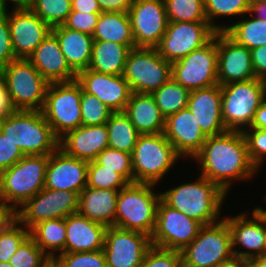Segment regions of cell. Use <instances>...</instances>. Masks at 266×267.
I'll return each instance as SVG.
<instances>
[{
    "label": "cell",
    "instance_id": "cell-1",
    "mask_svg": "<svg viewBox=\"0 0 266 267\" xmlns=\"http://www.w3.org/2000/svg\"><path fill=\"white\" fill-rule=\"evenodd\" d=\"M199 162L200 175L217 184L226 194L234 180H246L258 170L251 162L243 132L230 131L207 137L193 157Z\"/></svg>",
    "mask_w": 266,
    "mask_h": 267
},
{
    "label": "cell",
    "instance_id": "cell-2",
    "mask_svg": "<svg viewBox=\"0 0 266 267\" xmlns=\"http://www.w3.org/2000/svg\"><path fill=\"white\" fill-rule=\"evenodd\" d=\"M227 194L214 182L199 175L195 182L184 183L161 193L170 207L183 212L202 225L216 223Z\"/></svg>",
    "mask_w": 266,
    "mask_h": 267
},
{
    "label": "cell",
    "instance_id": "cell-3",
    "mask_svg": "<svg viewBox=\"0 0 266 267\" xmlns=\"http://www.w3.org/2000/svg\"><path fill=\"white\" fill-rule=\"evenodd\" d=\"M48 159L49 155L24 156L0 174V204L10 214L44 188Z\"/></svg>",
    "mask_w": 266,
    "mask_h": 267
},
{
    "label": "cell",
    "instance_id": "cell-4",
    "mask_svg": "<svg viewBox=\"0 0 266 267\" xmlns=\"http://www.w3.org/2000/svg\"><path fill=\"white\" fill-rule=\"evenodd\" d=\"M0 132L25 156L50 155L59 147V139L42 111L17 110L4 117Z\"/></svg>",
    "mask_w": 266,
    "mask_h": 267
},
{
    "label": "cell",
    "instance_id": "cell-5",
    "mask_svg": "<svg viewBox=\"0 0 266 267\" xmlns=\"http://www.w3.org/2000/svg\"><path fill=\"white\" fill-rule=\"evenodd\" d=\"M153 184L132 183L119 191L115 227L152 236L161 193L153 192Z\"/></svg>",
    "mask_w": 266,
    "mask_h": 267
},
{
    "label": "cell",
    "instance_id": "cell-6",
    "mask_svg": "<svg viewBox=\"0 0 266 267\" xmlns=\"http://www.w3.org/2000/svg\"><path fill=\"white\" fill-rule=\"evenodd\" d=\"M182 267H219L233 260L232 235L225 219L203 225L181 252Z\"/></svg>",
    "mask_w": 266,
    "mask_h": 267
},
{
    "label": "cell",
    "instance_id": "cell-7",
    "mask_svg": "<svg viewBox=\"0 0 266 267\" xmlns=\"http://www.w3.org/2000/svg\"><path fill=\"white\" fill-rule=\"evenodd\" d=\"M179 157L163 133L140 135L132 153L134 183L157 185Z\"/></svg>",
    "mask_w": 266,
    "mask_h": 267
},
{
    "label": "cell",
    "instance_id": "cell-8",
    "mask_svg": "<svg viewBox=\"0 0 266 267\" xmlns=\"http://www.w3.org/2000/svg\"><path fill=\"white\" fill-rule=\"evenodd\" d=\"M80 103L81 85L76 79L49 83L42 113L58 139L82 125Z\"/></svg>",
    "mask_w": 266,
    "mask_h": 267
},
{
    "label": "cell",
    "instance_id": "cell-9",
    "mask_svg": "<svg viewBox=\"0 0 266 267\" xmlns=\"http://www.w3.org/2000/svg\"><path fill=\"white\" fill-rule=\"evenodd\" d=\"M2 79L16 110L42 111L49 83L28 59L17 58L2 67Z\"/></svg>",
    "mask_w": 266,
    "mask_h": 267
},
{
    "label": "cell",
    "instance_id": "cell-10",
    "mask_svg": "<svg viewBox=\"0 0 266 267\" xmlns=\"http://www.w3.org/2000/svg\"><path fill=\"white\" fill-rule=\"evenodd\" d=\"M222 119L227 130L243 131L250 127L256 110L264 100L260 80L221 85Z\"/></svg>",
    "mask_w": 266,
    "mask_h": 267
},
{
    "label": "cell",
    "instance_id": "cell-11",
    "mask_svg": "<svg viewBox=\"0 0 266 267\" xmlns=\"http://www.w3.org/2000/svg\"><path fill=\"white\" fill-rule=\"evenodd\" d=\"M123 76L132 92L152 94L171 78V63L156 48H134L128 54Z\"/></svg>",
    "mask_w": 266,
    "mask_h": 267
},
{
    "label": "cell",
    "instance_id": "cell-12",
    "mask_svg": "<svg viewBox=\"0 0 266 267\" xmlns=\"http://www.w3.org/2000/svg\"><path fill=\"white\" fill-rule=\"evenodd\" d=\"M217 32L203 47L171 63V77L188 90L218 84Z\"/></svg>",
    "mask_w": 266,
    "mask_h": 267
},
{
    "label": "cell",
    "instance_id": "cell-13",
    "mask_svg": "<svg viewBox=\"0 0 266 267\" xmlns=\"http://www.w3.org/2000/svg\"><path fill=\"white\" fill-rule=\"evenodd\" d=\"M79 193L73 191H57L43 188L34 197L27 200L12 215L19 225L30 230L34 225L51 219L66 218L78 212ZM22 208V209H21Z\"/></svg>",
    "mask_w": 266,
    "mask_h": 267
},
{
    "label": "cell",
    "instance_id": "cell-14",
    "mask_svg": "<svg viewBox=\"0 0 266 267\" xmlns=\"http://www.w3.org/2000/svg\"><path fill=\"white\" fill-rule=\"evenodd\" d=\"M203 225L183 212L168 206L162 199L158 204L156 224L151 236L153 246L181 252L198 235Z\"/></svg>",
    "mask_w": 266,
    "mask_h": 267
},
{
    "label": "cell",
    "instance_id": "cell-15",
    "mask_svg": "<svg viewBox=\"0 0 266 267\" xmlns=\"http://www.w3.org/2000/svg\"><path fill=\"white\" fill-rule=\"evenodd\" d=\"M216 31L208 22H170L156 47L170 63L176 62L207 44Z\"/></svg>",
    "mask_w": 266,
    "mask_h": 267
},
{
    "label": "cell",
    "instance_id": "cell-16",
    "mask_svg": "<svg viewBox=\"0 0 266 267\" xmlns=\"http://www.w3.org/2000/svg\"><path fill=\"white\" fill-rule=\"evenodd\" d=\"M128 15L136 48H156L168 24L164 0H133Z\"/></svg>",
    "mask_w": 266,
    "mask_h": 267
},
{
    "label": "cell",
    "instance_id": "cell-17",
    "mask_svg": "<svg viewBox=\"0 0 266 267\" xmlns=\"http://www.w3.org/2000/svg\"><path fill=\"white\" fill-rule=\"evenodd\" d=\"M151 246V237L144 233L107 227L102 249L106 266L139 267Z\"/></svg>",
    "mask_w": 266,
    "mask_h": 267
},
{
    "label": "cell",
    "instance_id": "cell-18",
    "mask_svg": "<svg viewBox=\"0 0 266 267\" xmlns=\"http://www.w3.org/2000/svg\"><path fill=\"white\" fill-rule=\"evenodd\" d=\"M252 216L253 219H247L246 214L243 213L227 219L226 217L224 218L231 231L232 250L234 257L237 259L249 260L263 255L266 234V210L260 207L255 208ZM238 244L248 249V251L236 250L235 248Z\"/></svg>",
    "mask_w": 266,
    "mask_h": 267
},
{
    "label": "cell",
    "instance_id": "cell-19",
    "mask_svg": "<svg viewBox=\"0 0 266 267\" xmlns=\"http://www.w3.org/2000/svg\"><path fill=\"white\" fill-rule=\"evenodd\" d=\"M219 85L255 79L251 50L238 44L225 31L217 32Z\"/></svg>",
    "mask_w": 266,
    "mask_h": 267
},
{
    "label": "cell",
    "instance_id": "cell-20",
    "mask_svg": "<svg viewBox=\"0 0 266 267\" xmlns=\"http://www.w3.org/2000/svg\"><path fill=\"white\" fill-rule=\"evenodd\" d=\"M76 80L84 92L96 96L113 112H123L133 93L123 75L103 74L84 69L77 73Z\"/></svg>",
    "mask_w": 266,
    "mask_h": 267
},
{
    "label": "cell",
    "instance_id": "cell-21",
    "mask_svg": "<svg viewBox=\"0 0 266 267\" xmlns=\"http://www.w3.org/2000/svg\"><path fill=\"white\" fill-rule=\"evenodd\" d=\"M89 162L67 155L59 147L49 155L44 187L81 193L87 186Z\"/></svg>",
    "mask_w": 266,
    "mask_h": 267
},
{
    "label": "cell",
    "instance_id": "cell-22",
    "mask_svg": "<svg viewBox=\"0 0 266 267\" xmlns=\"http://www.w3.org/2000/svg\"><path fill=\"white\" fill-rule=\"evenodd\" d=\"M8 24L16 58L28 59L52 30L32 10H12Z\"/></svg>",
    "mask_w": 266,
    "mask_h": 267
},
{
    "label": "cell",
    "instance_id": "cell-23",
    "mask_svg": "<svg viewBox=\"0 0 266 267\" xmlns=\"http://www.w3.org/2000/svg\"><path fill=\"white\" fill-rule=\"evenodd\" d=\"M187 108L206 137L227 131L222 119L221 85L191 90Z\"/></svg>",
    "mask_w": 266,
    "mask_h": 267
},
{
    "label": "cell",
    "instance_id": "cell-24",
    "mask_svg": "<svg viewBox=\"0 0 266 267\" xmlns=\"http://www.w3.org/2000/svg\"><path fill=\"white\" fill-rule=\"evenodd\" d=\"M163 134L182 157H194L207 138L187 107L165 118Z\"/></svg>",
    "mask_w": 266,
    "mask_h": 267
},
{
    "label": "cell",
    "instance_id": "cell-25",
    "mask_svg": "<svg viewBox=\"0 0 266 267\" xmlns=\"http://www.w3.org/2000/svg\"><path fill=\"white\" fill-rule=\"evenodd\" d=\"M28 60L48 83L68 82L77 77V73L68 64L52 32L38 45Z\"/></svg>",
    "mask_w": 266,
    "mask_h": 267
},
{
    "label": "cell",
    "instance_id": "cell-26",
    "mask_svg": "<svg viewBox=\"0 0 266 267\" xmlns=\"http://www.w3.org/2000/svg\"><path fill=\"white\" fill-rule=\"evenodd\" d=\"M106 124L80 126L67 132L59 139V148L67 155L78 159L93 161L108 147Z\"/></svg>",
    "mask_w": 266,
    "mask_h": 267
},
{
    "label": "cell",
    "instance_id": "cell-27",
    "mask_svg": "<svg viewBox=\"0 0 266 267\" xmlns=\"http://www.w3.org/2000/svg\"><path fill=\"white\" fill-rule=\"evenodd\" d=\"M65 252H93L102 250L106 226L81 214H70L65 218Z\"/></svg>",
    "mask_w": 266,
    "mask_h": 267
},
{
    "label": "cell",
    "instance_id": "cell-28",
    "mask_svg": "<svg viewBox=\"0 0 266 267\" xmlns=\"http://www.w3.org/2000/svg\"><path fill=\"white\" fill-rule=\"evenodd\" d=\"M123 113L130 118L140 135L164 132L165 117L152 94L133 92Z\"/></svg>",
    "mask_w": 266,
    "mask_h": 267
},
{
    "label": "cell",
    "instance_id": "cell-29",
    "mask_svg": "<svg viewBox=\"0 0 266 267\" xmlns=\"http://www.w3.org/2000/svg\"><path fill=\"white\" fill-rule=\"evenodd\" d=\"M118 194V190L86 186L79 194L78 213L106 227H115Z\"/></svg>",
    "mask_w": 266,
    "mask_h": 267
},
{
    "label": "cell",
    "instance_id": "cell-30",
    "mask_svg": "<svg viewBox=\"0 0 266 267\" xmlns=\"http://www.w3.org/2000/svg\"><path fill=\"white\" fill-rule=\"evenodd\" d=\"M51 32L56 36L63 55L76 73L89 68L94 42L91 35L63 25L53 27Z\"/></svg>",
    "mask_w": 266,
    "mask_h": 267
},
{
    "label": "cell",
    "instance_id": "cell-31",
    "mask_svg": "<svg viewBox=\"0 0 266 267\" xmlns=\"http://www.w3.org/2000/svg\"><path fill=\"white\" fill-rule=\"evenodd\" d=\"M131 50L127 45L94 40L88 69L103 74L123 75L125 63Z\"/></svg>",
    "mask_w": 266,
    "mask_h": 267
},
{
    "label": "cell",
    "instance_id": "cell-32",
    "mask_svg": "<svg viewBox=\"0 0 266 267\" xmlns=\"http://www.w3.org/2000/svg\"><path fill=\"white\" fill-rule=\"evenodd\" d=\"M93 40H103L136 48L128 12H102L95 27Z\"/></svg>",
    "mask_w": 266,
    "mask_h": 267
},
{
    "label": "cell",
    "instance_id": "cell-33",
    "mask_svg": "<svg viewBox=\"0 0 266 267\" xmlns=\"http://www.w3.org/2000/svg\"><path fill=\"white\" fill-rule=\"evenodd\" d=\"M30 237L36 245L51 259L56 258V252L65 253L66 226L65 218L42 221L30 230ZM50 249V251L48 250ZM53 250V251H52Z\"/></svg>",
    "mask_w": 266,
    "mask_h": 267
},
{
    "label": "cell",
    "instance_id": "cell-34",
    "mask_svg": "<svg viewBox=\"0 0 266 267\" xmlns=\"http://www.w3.org/2000/svg\"><path fill=\"white\" fill-rule=\"evenodd\" d=\"M108 147L132 154L140 134L123 112H114L106 123Z\"/></svg>",
    "mask_w": 266,
    "mask_h": 267
},
{
    "label": "cell",
    "instance_id": "cell-35",
    "mask_svg": "<svg viewBox=\"0 0 266 267\" xmlns=\"http://www.w3.org/2000/svg\"><path fill=\"white\" fill-rule=\"evenodd\" d=\"M225 32L238 44L252 50L266 45V20L259 18L243 19L225 27Z\"/></svg>",
    "mask_w": 266,
    "mask_h": 267
},
{
    "label": "cell",
    "instance_id": "cell-36",
    "mask_svg": "<svg viewBox=\"0 0 266 267\" xmlns=\"http://www.w3.org/2000/svg\"><path fill=\"white\" fill-rule=\"evenodd\" d=\"M152 95L161 114L167 118L169 115L187 107L190 90L177 83L171 77L159 89L155 90Z\"/></svg>",
    "mask_w": 266,
    "mask_h": 267
},
{
    "label": "cell",
    "instance_id": "cell-37",
    "mask_svg": "<svg viewBox=\"0 0 266 267\" xmlns=\"http://www.w3.org/2000/svg\"><path fill=\"white\" fill-rule=\"evenodd\" d=\"M170 22H208L204 0H164Z\"/></svg>",
    "mask_w": 266,
    "mask_h": 267
},
{
    "label": "cell",
    "instance_id": "cell-38",
    "mask_svg": "<svg viewBox=\"0 0 266 267\" xmlns=\"http://www.w3.org/2000/svg\"><path fill=\"white\" fill-rule=\"evenodd\" d=\"M18 224V220L11 215L0 227V262H9L20 245L30 236V231Z\"/></svg>",
    "mask_w": 266,
    "mask_h": 267
},
{
    "label": "cell",
    "instance_id": "cell-39",
    "mask_svg": "<svg viewBox=\"0 0 266 267\" xmlns=\"http://www.w3.org/2000/svg\"><path fill=\"white\" fill-rule=\"evenodd\" d=\"M204 3L207 21L216 32L225 31L226 26L215 25L214 17L249 13L250 0H204Z\"/></svg>",
    "mask_w": 266,
    "mask_h": 267
},
{
    "label": "cell",
    "instance_id": "cell-40",
    "mask_svg": "<svg viewBox=\"0 0 266 267\" xmlns=\"http://www.w3.org/2000/svg\"><path fill=\"white\" fill-rule=\"evenodd\" d=\"M31 10L53 28L66 21L72 11L71 0H35Z\"/></svg>",
    "mask_w": 266,
    "mask_h": 267
},
{
    "label": "cell",
    "instance_id": "cell-41",
    "mask_svg": "<svg viewBox=\"0 0 266 267\" xmlns=\"http://www.w3.org/2000/svg\"><path fill=\"white\" fill-rule=\"evenodd\" d=\"M129 183L117 172L99 165L95 160L89 161L87 169V186L97 189L120 191Z\"/></svg>",
    "mask_w": 266,
    "mask_h": 267
},
{
    "label": "cell",
    "instance_id": "cell-42",
    "mask_svg": "<svg viewBox=\"0 0 266 267\" xmlns=\"http://www.w3.org/2000/svg\"><path fill=\"white\" fill-rule=\"evenodd\" d=\"M95 161L120 174L129 184L134 183L132 154L107 147Z\"/></svg>",
    "mask_w": 266,
    "mask_h": 267
},
{
    "label": "cell",
    "instance_id": "cell-43",
    "mask_svg": "<svg viewBox=\"0 0 266 267\" xmlns=\"http://www.w3.org/2000/svg\"><path fill=\"white\" fill-rule=\"evenodd\" d=\"M82 126L103 125L108 122L114 113L107 105L103 104L96 96L88 94L81 87Z\"/></svg>",
    "mask_w": 266,
    "mask_h": 267
},
{
    "label": "cell",
    "instance_id": "cell-44",
    "mask_svg": "<svg viewBox=\"0 0 266 267\" xmlns=\"http://www.w3.org/2000/svg\"><path fill=\"white\" fill-rule=\"evenodd\" d=\"M51 259L36 245L29 236L11 257L13 267H44Z\"/></svg>",
    "mask_w": 266,
    "mask_h": 267
},
{
    "label": "cell",
    "instance_id": "cell-45",
    "mask_svg": "<svg viewBox=\"0 0 266 267\" xmlns=\"http://www.w3.org/2000/svg\"><path fill=\"white\" fill-rule=\"evenodd\" d=\"M59 267H107L103 250L93 252H65L56 255Z\"/></svg>",
    "mask_w": 266,
    "mask_h": 267
},
{
    "label": "cell",
    "instance_id": "cell-46",
    "mask_svg": "<svg viewBox=\"0 0 266 267\" xmlns=\"http://www.w3.org/2000/svg\"><path fill=\"white\" fill-rule=\"evenodd\" d=\"M139 267H182L181 253L152 245Z\"/></svg>",
    "mask_w": 266,
    "mask_h": 267
},
{
    "label": "cell",
    "instance_id": "cell-47",
    "mask_svg": "<svg viewBox=\"0 0 266 267\" xmlns=\"http://www.w3.org/2000/svg\"><path fill=\"white\" fill-rule=\"evenodd\" d=\"M251 130L250 132L245 129L242 132L247 142L250 160L259 170L266 155V129L251 128Z\"/></svg>",
    "mask_w": 266,
    "mask_h": 267
},
{
    "label": "cell",
    "instance_id": "cell-48",
    "mask_svg": "<svg viewBox=\"0 0 266 267\" xmlns=\"http://www.w3.org/2000/svg\"><path fill=\"white\" fill-rule=\"evenodd\" d=\"M100 13H82L71 11L63 26L74 30L93 35Z\"/></svg>",
    "mask_w": 266,
    "mask_h": 267
},
{
    "label": "cell",
    "instance_id": "cell-49",
    "mask_svg": "<svg viewBox=\"0 0 266 267\" xmlns=\"http://www.w3.org/2000/svg\"><path fill=\"white\" fill-rule=\"evenodd\" d=\"M8 12L0 11V66L4 67L17 59L13 52L10 28L8 24Z\"/></svg>",
    "mask_w": 266,
    "mask_h": 267
},
{
    "label": "cell",
    "instance_id": "cell-50",
    "mask_svg": "<svg viewBox=\"0 0 266 267\" xmlns=\"http://www.w3.org/2000/svg\"><path fill=\"white\" fill-rule=\"evenodd\" d=\"M24 156L20 148L0 132V174Z\"/></svg>",
    "mask_w": 266,
    "mask_h": 267
},
{
    "label": "cell",
    "instance_id": "cell-51",
    "mask_svg": "<svg viewBox=\"0 0 266 267\" xmlns=\"http://www.w3.org/2000/svg\"><path fill=\"white\" fill-rule=\"evenodd\" d=\"M252 66L257 79L266 74V45L251 50Z\"/></svg>",
    "mask_w": 266,
    "mask_h": 267
},
{
    "label": "cell",
    "instance_id": "cell-52",
    "mask_svg": "<svg viewBox=\"0 0 266 267\" xmlns=\"http://www.w3.org/2000/svg\"><path fill=\"white\" fill-rule=\"evenodd\" d=\"M102 12H128L133 0H97Z\"/></svg>",
    "mask_w": 266,
    "mask_h": 267
},
{
    "label": "cell",
    "instance_id": "cell-53",
    "mask_svg": "<svg viewBox=\"0 0 266 267\" xmlns=\"http://www.w3.org/2000/svg\"><path fill=\"white\" fill-rule=\"evenodd\" d=\"M16 111L17 110L13 105L6 83L2 79L0 81V115L6 117Z\"/></svg>",
    "mask_w": 266,
    "mask_h": 267
},
{
    "label": "cell",
    "instance_id": "cell-54",
    "mask_svg": "<svg viewBox=\"0 0 266 267\" xmlns=\"http://www.w3.org/2000/svg\"><path fill=\"white\" fill-rule=\"evenodd\" d=\"M72 11L102 13L97 0H71Z\"/></svg>",
    "mask_w": 266,
    "mask_h": 267
},
{
    "label": "cell",
    "instance_id": "cell-55",
    "mask_svg": "<svg viewBox=\"0 0 266 267\" xmlns=\"http://www.w3.org/2000/svg\"><path fill=\"white\" fill-rule=\"evenodd\" d=\"M249 128L266 129V100L256 110L254 120Z\"/></svg>",
    "mask_w": 266,
    "mask_h": 267
},
{
    "label": "cell",
    "instance_id": "cell-56",
    "mask_svg": "<svg viewBox=\"0 0 266 267\" xmlns=\"http://www.w3.org/2000/svg\"><path fill=\"white\" fill-rule=\"evenodd\" d=\"M256 18L266 20V0H250L249 14H255Z\"/></svg>",
    "mask_w": 266,
    "mask_h": 267
},
{
    "label": "cell",
    "instance_id": "cell-57",
    "mask_svg": "<svg viewBox=\"0 0 266 267\" xmlns=\"http://www.w3.org/2000/svg\"><path fill=\"white\" fill-rule=\"evenodd\" d=\"M7 1H11L15 4L13 10H31L35 3V0H0V11H7Z\"/></svg>",
    "mask_w": 266,
    "mask_h": 267
},
{
    "label": "cell",
    "instance_id": "cell-58",
    "mask_svg": "<svg viewBox=\"0 0 266 267\" xmlns=\"http://www.w3.org/2000/svg\"><path fill=\"white\" fill-rule=\"evenodd\" d=\"M219 267H249V260L234 258L233 260L224 263Z\"/></svg>",
    "mask_w": 266,
    "mask_h": 267
},
{
    "label": "cell",
    "instance_id": "cell-59",
    "mask_svg": "<svg viewBox=\"0 0 266 267\" xmlns=\"http://www.w3.org/2000/svg\"><path fill=\"white\" fill-rule=\"evenodd\" d=\"M249 267H266V255H260L249 259Z\"/></svg>",
    "mask_w": 266,
    "mask_h": 267
},
{
    "label": "cell",
    "instance_id": "cell-60",
    "mask_svg": "<svg viewBox=\"0 0 266 267\" xmlns=\"http://www.w3.org/2000/svg\"><path fill=\"white\" fill-rule=\"evenodd\" d=\"M10 214L1 204H0V227L4 224V222L11 216Z\"/></svg>",
    "mask_w": 266,
    "mask_h": 267
},
{
    "label": "cell",
    "instance_id": "cell-61",
    "mask_svg": "<svg viewBox=\"0 0 266 267\" xmlns=\"http://www.w3.org/2000/svg\"><path fill=\"white\" fill-rule=\"evenodd\" d=\"M259 80L262 87L263 97L266 100V74L260 77Z\"/></svg>",
    "mask_w": 266,
    "mask_h": 267
},
{
    "label": "cell",
    "instance_id": "cell-62",
    "mask_svg": "<svg viewBox=\"0 0 266 267\" xmlns=\"http://www.w3.org/2000/svg\"><path fill=\"white\" fill-rule=\"evenodd\" d=\"M44 267H59V265L54 261L51 260L48 264H46Z\"/></svg>",
    "mask_w": 266,
    "mask_h": 267
},
{
    "label": "cell",
    "instance_id": "cell-63",
    "mask_svg": "<svg viewBox=\"0 0 266 267\" xmlns=\"http://www.w3.org/2000/svg\"><path fill=\"white\" fill-rule=\"evenodd\" d=\"M0 267H13L9 262H0Z\"/></svg>",
    "mask_w": 266,
    "mask_h": 267
},
{
    "label": "cell",
    "instance_id": "cell-64",
    "mask_svg": "<svg viewBox=\"0 0 266 267\" xmlns=\"http://www.w3.org/2000/svg\"><path fill=\"white\" fill-rule=\"evenodd\" d=\"M263 255H266V234H265V246H264V250H263Z\"/></svg>",
    "mask_w": 266,
    "mask_h": 267
},
{
    "label": "cell",
    "instance_id": "cell-65",
    "mask_svg": "<svg viewBox=\"0 0 266 267\" xmlns=\"http://www.w3.org/2000/svg\"><path fill=\"white\" fill-rule=\"evenodd\" d=\"M3 119H4V116L3 115H0V128L2 126Z\"/></svg>",
    "mask_w": 266,
    "mask_h": 267
},
{
    "label": "cell",
    "instance_id": "cell-66",
    "mask_svg": "<svg viewBox=\"0 0 266 267\" xmlns=\"http://www.w3.org/2000/svg\"><path fill=\"white\" fill-rule=\"evenodd\" d=\"M2 80V67L0 66V81Z\"/></svg>",
    "mask_w": 266,
    "mask_h": 267
}]
</instances>
